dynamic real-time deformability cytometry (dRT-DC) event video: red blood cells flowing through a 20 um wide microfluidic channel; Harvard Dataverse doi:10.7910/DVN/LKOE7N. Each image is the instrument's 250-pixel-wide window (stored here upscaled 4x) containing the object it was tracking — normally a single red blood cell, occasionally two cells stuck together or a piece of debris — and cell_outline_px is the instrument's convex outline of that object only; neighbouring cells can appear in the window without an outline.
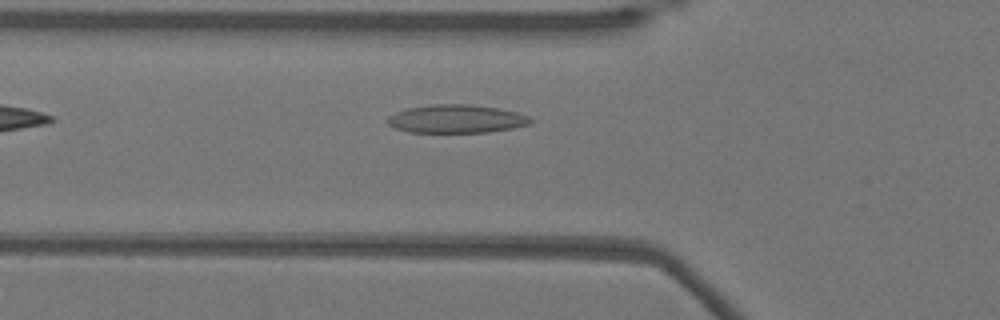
{"species": "Egyptian fruit bat (a non-hibernating species)", "species_latin": "Rousettus aegyptiacus", "temperature_condition": "warm", "stored_images_in_passage": 36, "camera_frame_rate_fps": 3000, "um_per_image_px": 0.085, "animal": {"sex": "female"}, "frame": {"image": 1, "passage_image": 4, "time_ms": 1.0, "image_size_px": [1000, 320], "cell_outline_px": [[532, 124], [512, 128], [488, 132], [408, 132], [396, 128], [388, 124], [388, 116], [396, 112], [408, 108], [432, 104], [468, 104], [496, 108], [516, 112], [528, 116], [532, 120]], "centroid_in_image_um": [38.79, 10.1], "position_along_channel_um": 87.0, "area_um2": 23.41}}
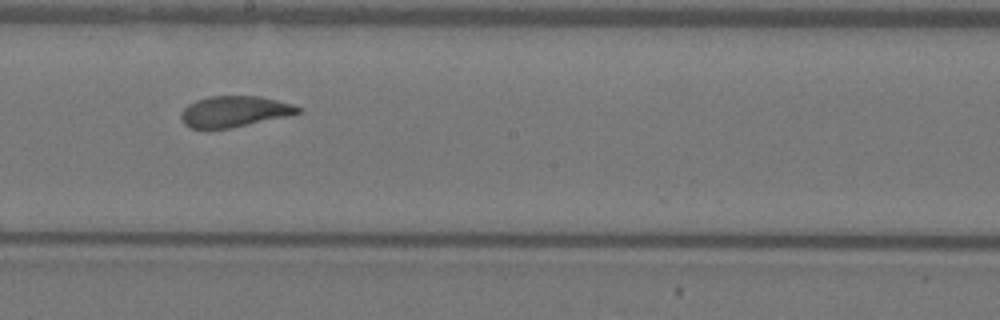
{"frame": {"image": 2, "passage_image": 15, "time_ms": 4.667, "image_size_px": [1000, 320], "cell_outline_px": [[304, 112], [292, 116], [232, 128], [188, 128], [184, 124], [180, 116], [184, 108], [188, 104], [196, 100], [212, 96], [260, 96], [292, 104], [304, 108]], "centroid_in_image_um": [20.0, 9.48], "position_along_channel_um": 228.2, "area_um2": 21.44}}
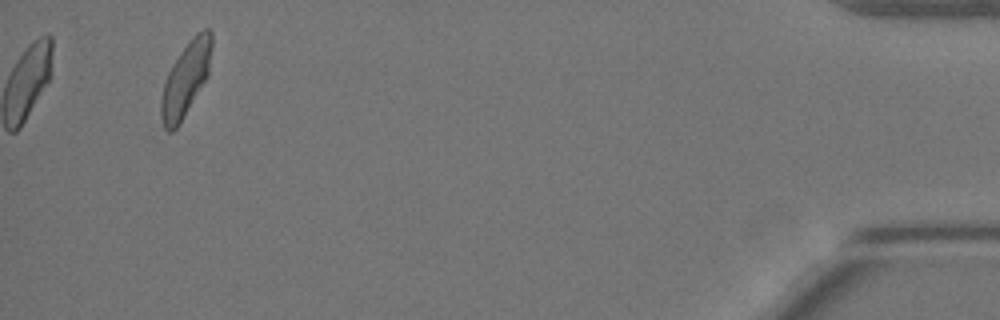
{"frame": {"image": 3, "passage_image": 36, "time_ms": 11.667, "image_size_px": [1000, 320], "cell_outline_px": [[212, 44], [208, 76], [184, 116], [176, 128], [172, 132], [168, 132], [164, 128], [160, 116], [160, 100], [164, 80], [172, 64], [180, 52], [196, 32], [204, 28], [208, 28], [212, 32]], "centroid_in_image_um": [15.77, 6.71], "position_along_channel_um": 419.4, "area_um2": 21.91}, "authors_computed_cell_mechanics": {"area_um2": 21.8773, "velocity_mm_per_s": 3.8381, "shape_relaxation_time_tau1_ms": 5.5284, "shape_relaxation_time_tau2_ms": 1.066, "deformation_change_tau1": 0.1711, "deformation_change_tau2": 0.0893}}